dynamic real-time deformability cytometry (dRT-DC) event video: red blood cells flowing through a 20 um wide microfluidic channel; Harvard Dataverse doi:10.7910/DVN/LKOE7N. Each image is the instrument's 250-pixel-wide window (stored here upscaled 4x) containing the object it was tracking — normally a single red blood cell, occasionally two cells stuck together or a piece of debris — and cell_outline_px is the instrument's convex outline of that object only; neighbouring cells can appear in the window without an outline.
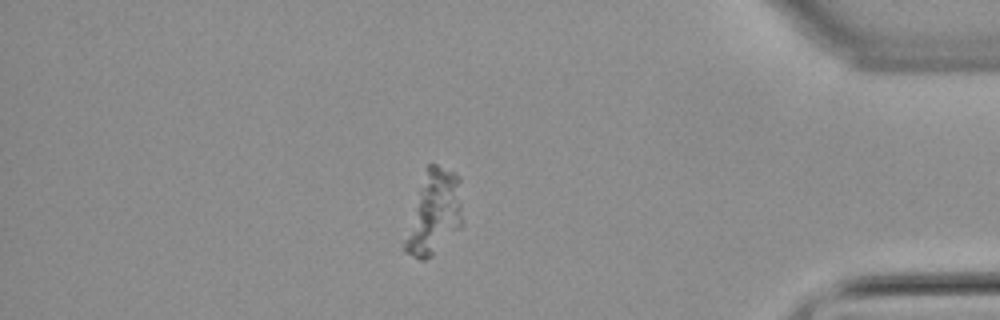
{"species": "common noctule bat (a hibernating species)", "species_latin": "Nyctalus noctula", "temperature_condition": "warm", "stored_images_in_passage": 59, "camera_frame_rate_fps": 3000, "um_per_image_px": 0.085, "animal": {"sex": "male", "body_mass_g": 21.5, "forearm_length_mm": 52.0}, "frame": {"image": 1, "passage_image": 51, "time_ms": 16.667, "image_size_px": [1000, 320], "cell_outline_px": [[464, 224], [432, 256], [424, 260], [420, 260], [404, 252], [404, 240], [428, 164], [436, 164], [460, 176]], "centroid_in_image_um": [36.96, 18.12], "position_along_channel_um": 398.2, "area_um2": 27.74}}
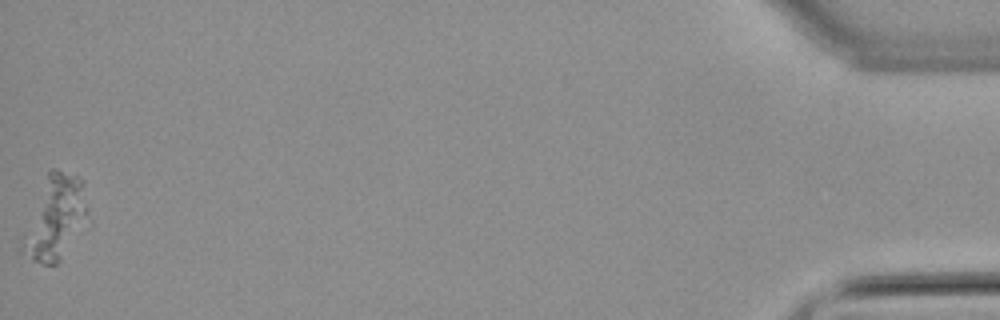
{"frame": {"image": 2, "passage_image": 59, "time_ms": 19.333, "image_size_px": [1000, 320], "cell_outline_px": [[84, 184], [60, 260], [56, 264], [44, 264], [32, 260], [20, 248], [20, 236], [48, 172], [52, 168], [56, 168], [76, 176], [84, 180]], "centroid_in_image_um": [4.39, 18.47], "position_along_channel_um": 430.8, "area_um2": 27.51}}